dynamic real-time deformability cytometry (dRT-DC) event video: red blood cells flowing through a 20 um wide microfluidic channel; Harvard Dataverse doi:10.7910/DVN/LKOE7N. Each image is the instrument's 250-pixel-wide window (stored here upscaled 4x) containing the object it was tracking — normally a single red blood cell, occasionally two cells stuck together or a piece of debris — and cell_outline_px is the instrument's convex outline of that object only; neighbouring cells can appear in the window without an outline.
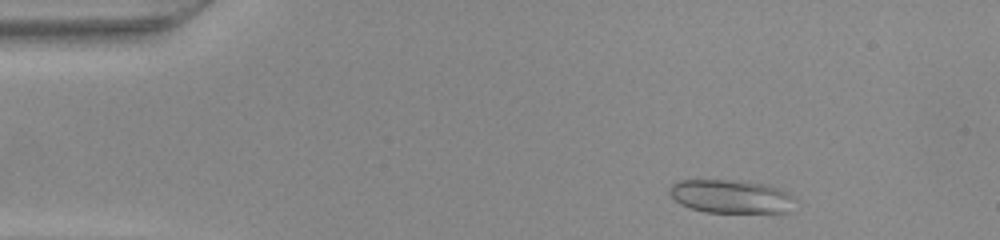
{"species": "common noctule bat (a hibernating species)", "species_latin": "Nyctalus noctula", "temperature_condition": "warm", "stored_images_in_passage": 44, "camera_frame_rate_fps": 3000, "um_per_image_px": 0.085, "animal": {"sex": "female", "body_mass_g": 22.0, "forearm_length_mm": 56.7}, "frame": {"image": 1, "passage_image": 2, "time_ms": 0.333, "image_size_px": [1000, 240], "cell_outline_px": [[796, 200], [788, 212], [704, 212], [680, 204], [668, 192], [668, 188], [672, 184], [680, 180], [732, 180], [764, 184], [780, 188], [796, 196]], "centroid_in_image_um": [62.15, 16.69], "position_along_channel_um": 22.8, "area_um2": 24.51}}
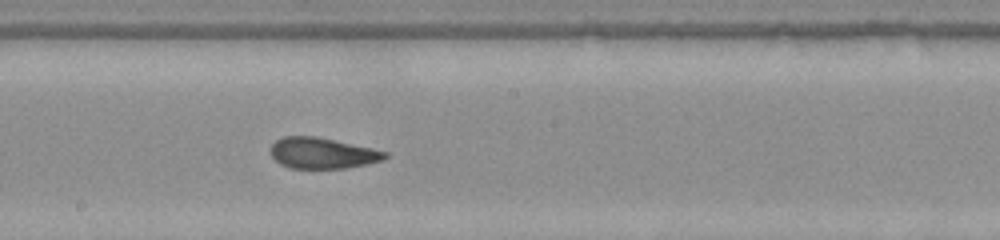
{"frame": {"image": 2, "passage_image": 22, "time_ms": 7.0, "image_size_px": [1000, 240], "cell_outline_px": [[388, 156], [384, 160], [368, 164], [348, 168], [288, 168], [280, 164], [272, 156], [272, 144], [276, 140], [284, 136], [316, 136], [372, 148], [388, 152]], "centroid_in_image_um": [27.43, 13.02], "position_along_channel_um": 220.8, "area_um2": 20.63}}
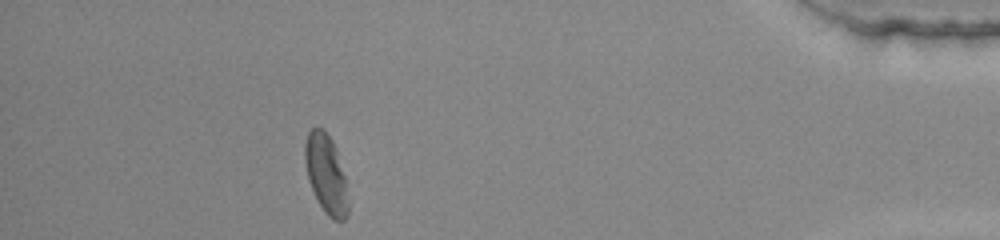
{"frame": {"image": 3, "passage_image": 39, "time_ms": 12.667, "image_size_px": [1000, 240], "cell_outline_px": [[348, 216], [344, 220], [332, 220], [324, 212], [308, 180], [304, 160], [304, 144], [308, 132], [312, 128], [324, 128], [332, 140], [336, 148], [344, 176], [348, 204]], "centroid_in_image_um": [27.7, 14.77], "position_along_channel_um": 407.5, "area_um2": 19.83}}